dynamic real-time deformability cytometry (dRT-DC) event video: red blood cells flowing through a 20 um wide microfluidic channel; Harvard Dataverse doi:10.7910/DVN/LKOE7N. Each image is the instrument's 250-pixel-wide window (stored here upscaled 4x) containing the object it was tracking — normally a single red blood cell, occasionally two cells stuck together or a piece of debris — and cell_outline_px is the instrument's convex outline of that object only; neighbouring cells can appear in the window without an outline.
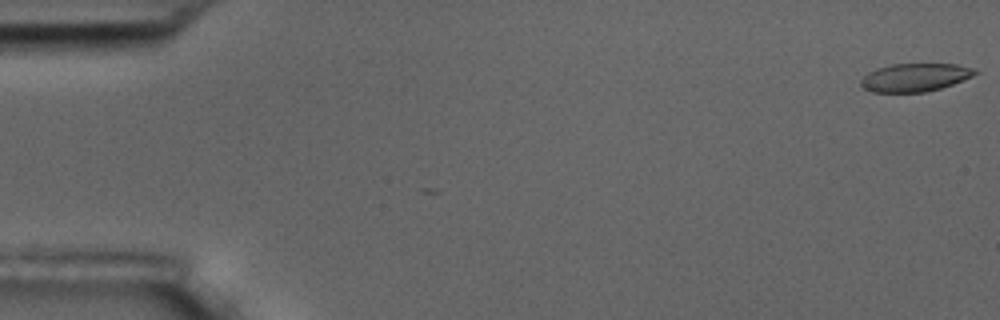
{"species": "common noctule bat (a hibernating species)", "species_latin": "Nyctalus noctula", "temperature_condition": "room temperature", "stored_images_in_passage": 5, "camera_frame_rate_fps": 3000, "um_per_image_px": 0.085, "animal": {"sex": "male", "body_mass_g": 17.5, "forearm_length_mm": 52.3}, "frame": {"image": 1, "passage_image": 1, "time_ms": 0.0, "image_size_px": [1000, 320], "cell_outline_px": [[980, 72], [972, 76], [952, 84], [940, 88], [924, 92], [872, 92], [864, 88], [860, 84], [860, 80], [868, 72], [876, 68], [892, 64], [956, 64], [976, 68]], "centroid_in_image_um": [77.78, 6.57], "position_along_channel_um": 7.2, "area_um2": 18.73}}
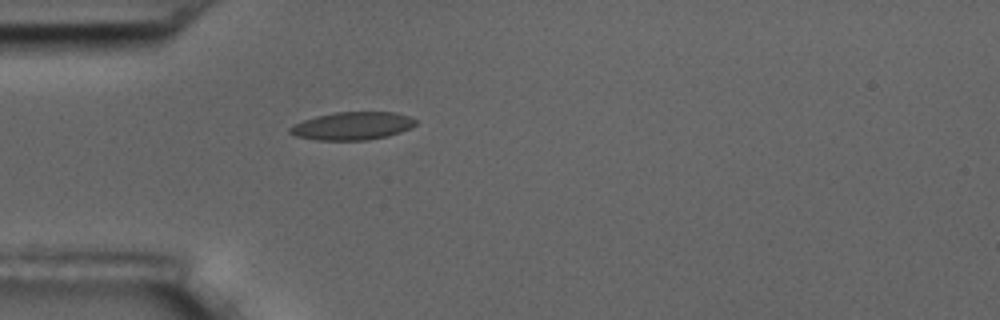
{"frame": {"image": 2, "passage_image": 5, "time_ms": 5.333, "image_size_px": [1000, 320], "cell_outline_px": [[416, 124], [400, 132], [388, 136], [368, 140], [316, 140], [296, 136], [288, 132], [288, 128], [304, 120], [316, 116], [336, 112], [396, 112], [408, 116], [416, 120]], "centroid_in_image_um": [29.94, 10.7], "position_along_channel_um": 55.1, "area_um2": 20.35}}